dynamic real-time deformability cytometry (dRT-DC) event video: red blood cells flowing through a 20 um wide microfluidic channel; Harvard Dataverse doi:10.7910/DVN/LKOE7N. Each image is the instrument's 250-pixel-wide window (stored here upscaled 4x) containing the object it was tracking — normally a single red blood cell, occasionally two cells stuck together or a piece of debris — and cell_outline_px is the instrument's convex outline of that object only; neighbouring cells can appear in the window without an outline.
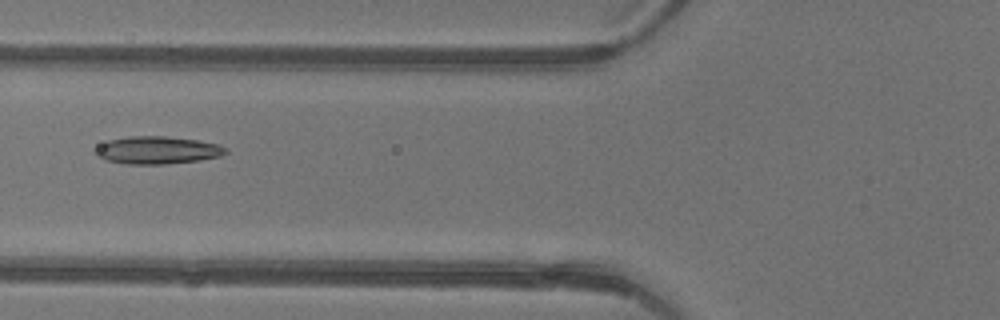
{"species": "common noctule bat (a hibernating species)", "species_latin": "Nyctalus noctula", "temperature_condition": "warm", "stored_images_in_passage": 4, "camera_frame_rate_fps": 3000, "um_per_image_px": 0.085, "animal": {"sex": "female"}, "frame": {"image": 1, "passage_image": 4, "time_ms": 1.0, "image_size_px": [1000, 320], "cell_outline_px": [[228, 152], [220, 156], [200, 160], [164, 164], [128, 164], [104, 160], [96, 156], [92, 152], [100, 144], [108, 140], [128, 136], [164, 136], [196, 140], [220, 144], [228, 148]], "centroid_in_image_um": [13.35, 12.76], "position_along_channel_um": 112.4, "area_um2": 21.15}}